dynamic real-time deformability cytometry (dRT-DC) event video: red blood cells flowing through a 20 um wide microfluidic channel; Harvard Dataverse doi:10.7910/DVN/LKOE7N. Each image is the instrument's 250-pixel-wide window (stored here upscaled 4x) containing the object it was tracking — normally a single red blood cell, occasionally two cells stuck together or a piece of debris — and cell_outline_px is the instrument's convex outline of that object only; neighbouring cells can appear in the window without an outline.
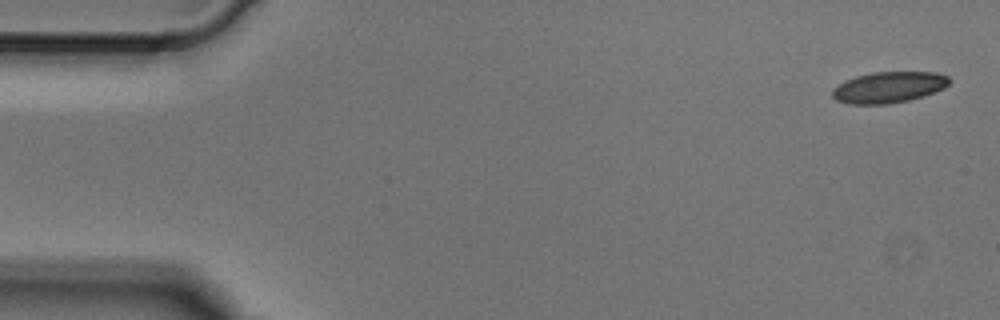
{"species": "Egyptian fruit bat (a non-hibernating species)", "species_latin": "Rousettus aegyptiacus", "temperature_condition": "cold", "stored_images_in_passage": 5, "camera_frame_rate_fps": 3000, "um_per_image_px": 0.085, "animal": {"sex": "male"}, "frame": {"image": 1, "passage_image": 1, "time_ms": 0.0, "image_size_px": [1000, 320], "cell_outline_px": [[952, 80], [944, 88], [924, 96], [908, 100], [888, 104], [848, 104], [836, 100], [832, 96], [832, 88], [844, 80], [856, 76], [872, 72], [936, 72], [948, 76]], "centroid_in_image_um": [75.53, 7.41], "position_along_channel_um": 9.5, "area_um2": 21.39}}
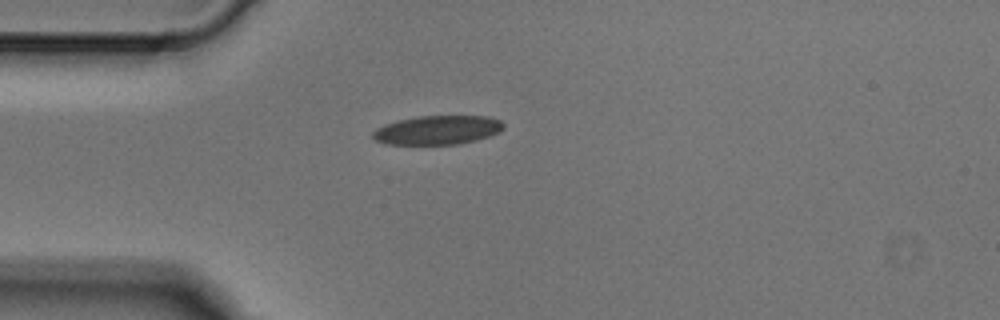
{"frame": {"image": 2, "passage_image": 4, "time_ms": 1.0, "image_size_px": [1000, 320], "cell_outline_px": [[504, 128], [500, 132], [492, 136], [460, 144], [384, 144], [376, 140], [372, 136], [372, 132], [376, 128], [384, 124], [400, 120], [420, 116], [488, 116], [500, 120], [504, 124]], "centroid_in_image_um": [37.22, 11.06], "position_along_channel_um": 47.8, "area_um2": 22.2}}